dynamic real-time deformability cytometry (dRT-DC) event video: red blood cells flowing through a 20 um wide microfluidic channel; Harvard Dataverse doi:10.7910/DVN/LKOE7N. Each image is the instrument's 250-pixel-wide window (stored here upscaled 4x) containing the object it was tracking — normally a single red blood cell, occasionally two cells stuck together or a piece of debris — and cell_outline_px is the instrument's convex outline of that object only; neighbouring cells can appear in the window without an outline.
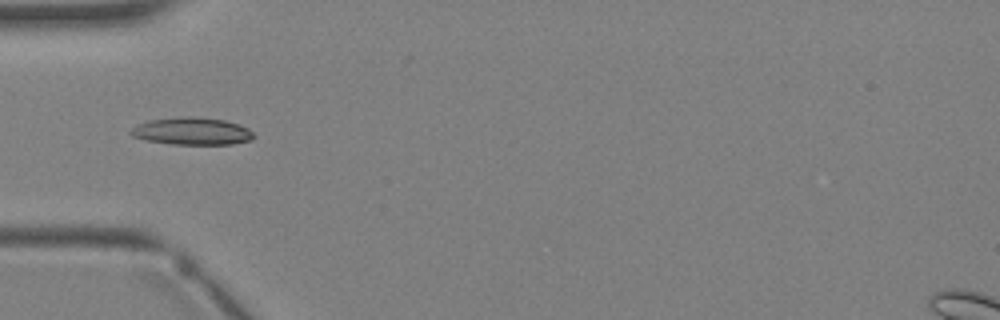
{"species": "Egyptian fruit bat (a non-hibernating species)", "species_latin": "Rousettus aegyptiacus", "temperature_condition": "warm", "stored_images_in_passage": 1, "camera_frame_rate_fps": 3000, "um_per_image_px": 0.085, "animal": {"sex": "female"}, "frame": {"image": 1, "passage_image": 1, "time_ms": 0.0, "image_size_px": [1000, 320], "cell_outline_px": [[256, 136], [252, 140], [232, 144], [172, 144], [148, 140], [132, 136], [128, 132], [136, 124], [148, 120], [180, 116], [192, 116], [224, 120], [240, 124], [248, 128]], "centroid_in_image_um": [16.32, 11.14], "position_along_channel_um": 68.7, "area_um2": 19.77}}